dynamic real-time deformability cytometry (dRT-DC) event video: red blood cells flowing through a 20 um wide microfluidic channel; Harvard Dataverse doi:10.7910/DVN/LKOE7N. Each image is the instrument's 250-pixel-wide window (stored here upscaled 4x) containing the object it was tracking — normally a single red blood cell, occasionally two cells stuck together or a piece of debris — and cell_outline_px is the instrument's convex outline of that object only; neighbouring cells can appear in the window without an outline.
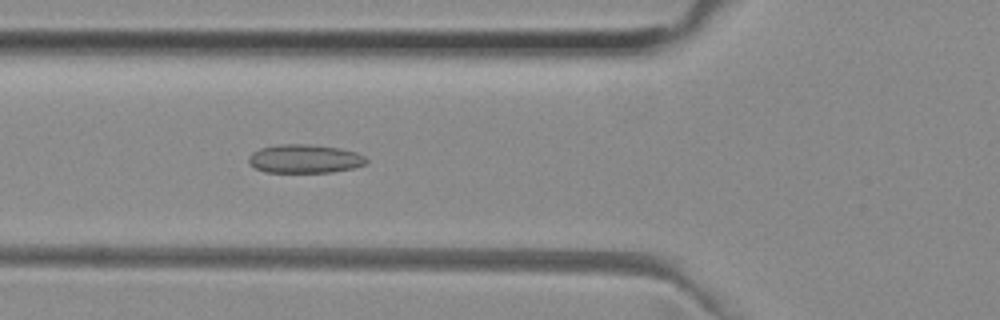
{"species": "common noctule bat (a hibernating species)", "species_latin": "Nyctalus noctula", "temperature_condition": "room temperature", "stored_images_in_passage": 36, "camera_frame_rate_fps": 3000, "um_per_image_px": 0.085, "animal": {"sex": "female", "body_mass_g": 29.2, "forearm_length_mm": 56.3}, "frame": {"image": 1, "passage_image": 3, "time_ms": 0.667, "image_size_px": [1000, 320], "cell_outline_px": [[368, 160], [364, 164], [352, 168], [332, 172], [264, 172], [248, 164], [248, 156], [252, 152], [260, 148], [276, 144], [308, 144], [340, 148], [356, 152], [364, 156]], "centroid_in_image_um": [25.85, 13.49], "position_along_channel_um": 99.9, "area_um2": 19.71}}
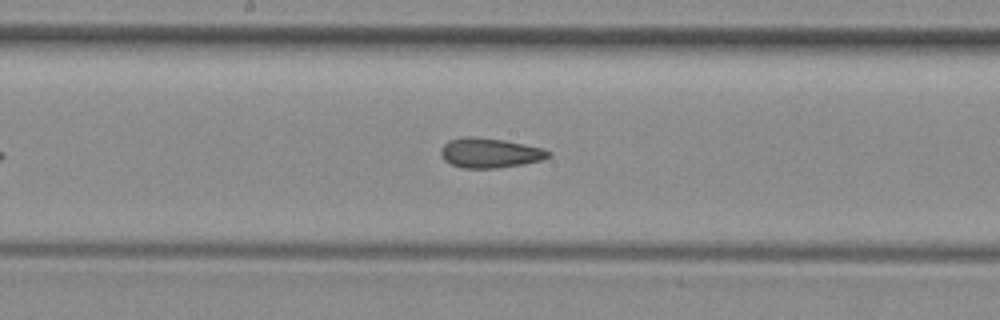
{"frame": {"image": 2, "passage_image": 11, "time_ms": 3.333, "image_size_px": [1000, 320], "cell_outline_px": [[552, 156], [544, 160], [524, 164], [496, 168], [464, 168], [452, 164], [444, 160], [440, 152], [440, 148], [448, 140], [464, 136], [472, 136], [504, 140], [544, 148], [552, 152]], "centroid_in_image_um": [41.67, 12.99], "position_along_channel_um": 206.5, "area_um2": 18.9}}
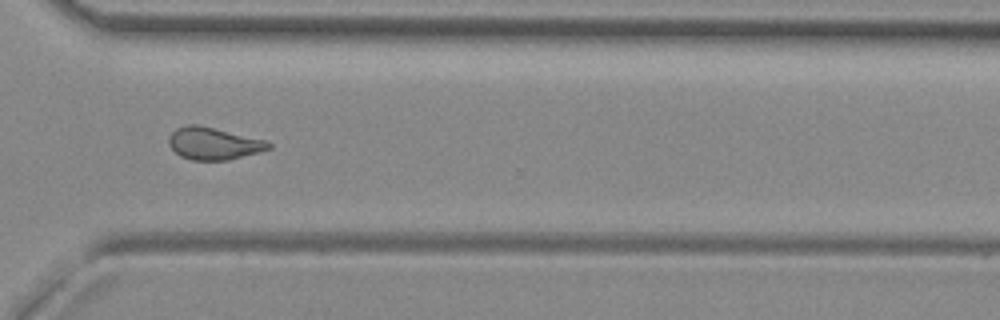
{"frame": {"image": 3, "passage_image": 22, "time_ms": 7.0, "image_size_px": [1000, 320], "cell_outline_px": [[272, 148], [260, 152], [228, 160], [192, 160], [180, 156], [168, 144], [168, 136], [176, 128], [188, 124], [196, 124], [268, 140], [272, 144]], "centroid_in_image_um": [18.18, 12.19], "position_along_channel_um": 352.4, "area_um2": 18.9}}